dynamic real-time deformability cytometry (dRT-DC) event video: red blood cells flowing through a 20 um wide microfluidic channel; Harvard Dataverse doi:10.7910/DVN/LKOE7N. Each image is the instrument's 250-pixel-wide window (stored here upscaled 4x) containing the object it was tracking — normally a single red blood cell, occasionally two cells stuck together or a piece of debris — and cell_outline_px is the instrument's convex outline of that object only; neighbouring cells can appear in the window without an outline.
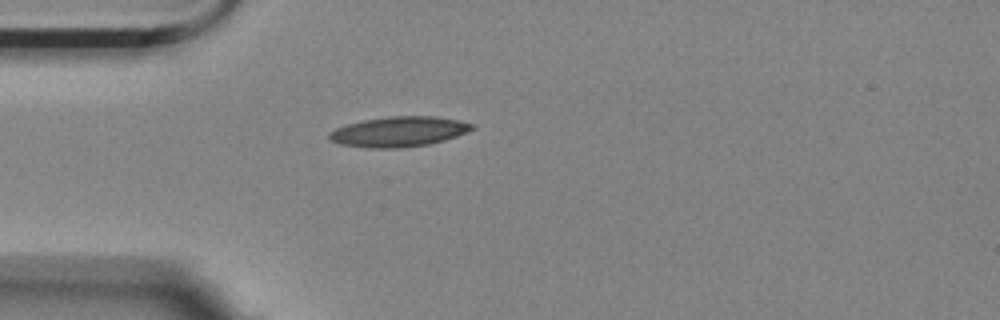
{"species": "Egyptian fruit bat (a non-hibernating species)", "species_latin": "Rousettus aegyptiacus", "temperature_condition": "room temperature", "stored_images_in_passage": 7, "camera_frame_rate_fps": 3000, "um_per_image_px": 0.085, "animal": {"sex": "female"}, "frame": {"image": 1, "passage_image": 1, "time_ms": 0.0, "image_size_px": [1000, 320], "cell_outline_px": [[476, 128], [456, 136], [444, 140], [428, 144], [400, 148], [368, 148], [340, 144], [332, 140], [328, 136], [328, 132], [336, 128], [348, 124], [364, 120], [388, 116], [436, 116], [476, 124]], "centroid_in_image_um": [33.91, 11.19], "position_along_channel_um": 51.1, "area_um2": 25.03}}
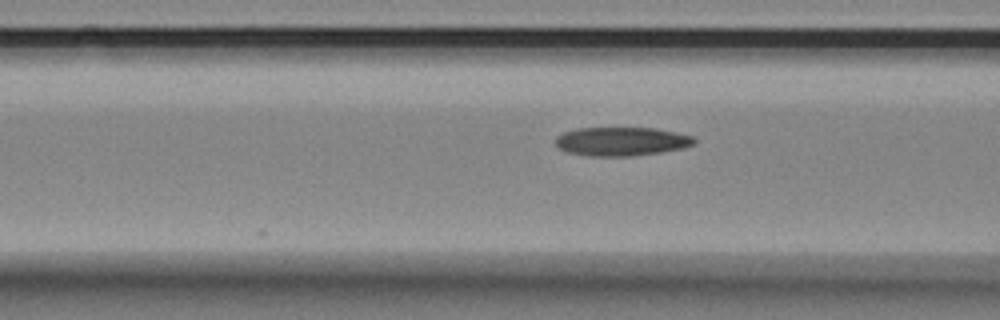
{"frame": {"image": 2, "passage_image": 7, "time_ms": 2.0, "image_size_px": [1000, 320], "cell_outline_px": [[696, 144], [684, 148], [660, 152], [632, 156], [588, 156], [568, 152], [560, 148], [556, 144], [556, 136], [564, 132], [576, 128], [656, 128], [676, 132], [692, 136], [696, 140]], "centroid_in_image_um": [52.85, 12.02], "position_along_channel_um": 113.8, "area_um2": 23.29}}